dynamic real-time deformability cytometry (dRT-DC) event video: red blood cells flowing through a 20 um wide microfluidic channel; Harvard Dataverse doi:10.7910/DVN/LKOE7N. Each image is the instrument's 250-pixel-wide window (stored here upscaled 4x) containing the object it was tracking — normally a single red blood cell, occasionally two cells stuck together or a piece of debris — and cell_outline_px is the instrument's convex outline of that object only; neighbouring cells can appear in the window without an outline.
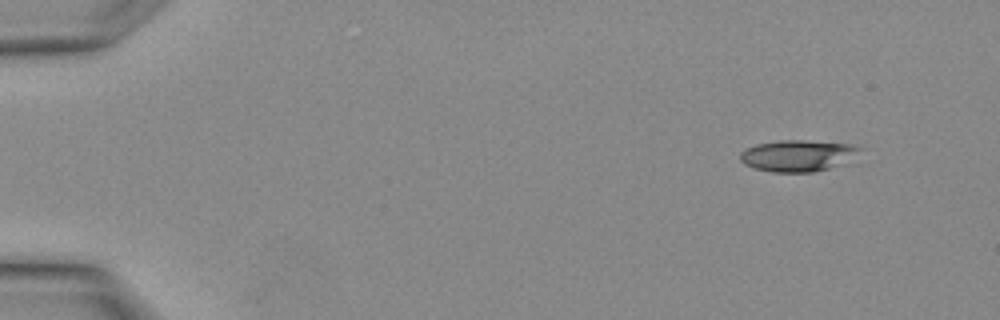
{"species": "Egyptian fruit bat (a non-hibernating species)", "species_latin": "Rousettus aegyptiacus", "temperature_condition": "warm", "stored_images_in_passage": 12, "camera_frame_rate_fps": 3000, "um_per_image_px": 0.085, "animal": {"sex": "female"}, "frame": {"image": 1, "passage_image": 1, "time_ms": 0.0, "image_size_px": [1000, 320], "cell_outline_px": [[860, 148], [840, 164], [828, 168], [812, 172], [772, 172], [756, 168], [744, 164], [740, 160], [740, 152], [756, 144], [780, 140], [804, 140], [848, 144]], "centroid_in_image_um": [67.69, 13.23], "position_along_channel_um": 17.3, "area_um2": 21.21}}
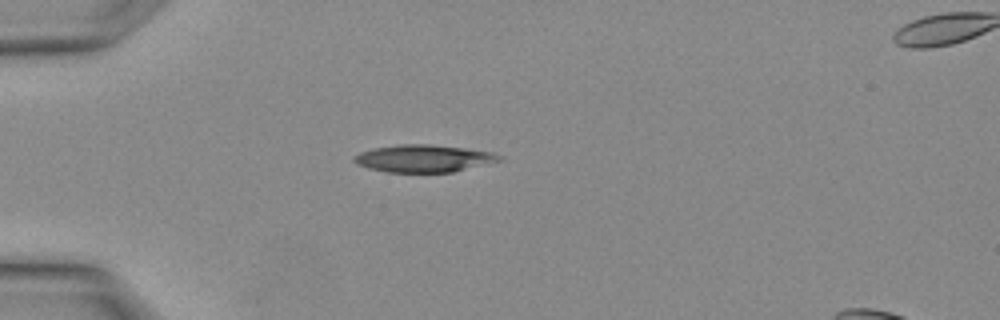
{"frame": {"image": 2, "passage_image": 7, "time_ms": 2.0, "image_size_px": [1000, 320], "cell_outline_px": [[504, 160], [452, 172], [384, 172], [368, 168], [356, 164], [352, 160], [360, 152], [372, 148], [400, 144], [432, 144], [464, 148], [492, 152], [500, 156]], "centroid_in_image_um": [35.99, 13.46], "position_along_channel_um": 49.0, "area_um2": 23.18}}
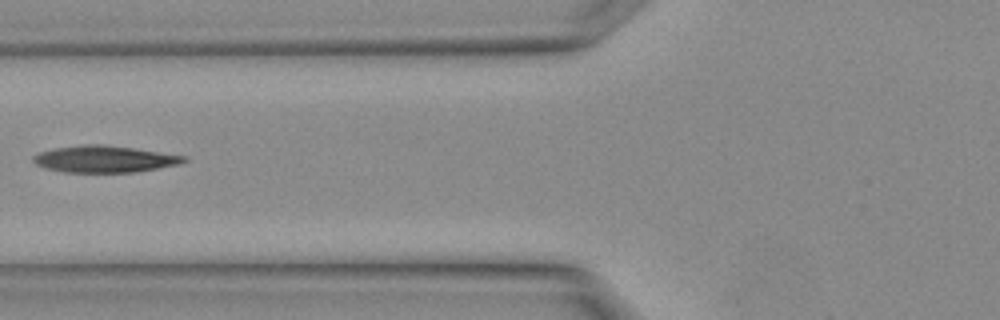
{"frame": {"image": 3, "passage_image": 11, "time_ms": 3.333, "image_size_px": [1000, 320], "cell_outline_px": [[188, 160], [180, 164], [132, 172], [64, 172], [44, 168], [36, 164], [32, 160], [32, 156], [40, 152], [56, 148], [88, 144], [100, 144], [132, 148], [188, 156]], "centroid_in_image_um": [8.87, 13.52], "position_along_channel_um": 116.9, "area_um2": 23.24}}